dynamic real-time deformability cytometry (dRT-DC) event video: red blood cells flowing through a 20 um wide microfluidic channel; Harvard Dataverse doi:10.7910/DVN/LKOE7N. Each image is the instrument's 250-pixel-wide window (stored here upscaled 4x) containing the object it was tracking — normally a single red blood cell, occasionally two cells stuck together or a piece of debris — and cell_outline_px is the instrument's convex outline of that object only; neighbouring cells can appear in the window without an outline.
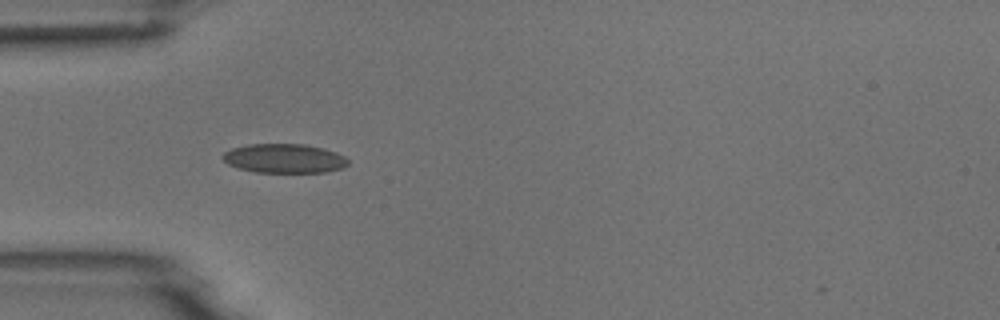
{"species": "common noctule bat (a hibernating species)", "species_latin": "Nyctalus noctula", "temperature_condition": "room temperature", "stored_images_in_passage": 6, "camera_frame_rate_fps": 3000, "um_per_image_px": 0.085, "animal": {"sex": "male", "body_mass_g": 18.8}, "frame": {"image": 1, "passage_image": 5, "time_ms": 4.667, "image_size_px": [1000, 320], "cell_outline_px": [[348, 164], [344, 168], [324, 172], [256, 172], [236, 168], [228, 164], [220, 156], [224, 152], [232, 148], [248, 144], [304, 144], [324, 148], [336, 152], [344, 156], [348, 160]], "centroid_in_image_um": [24.15, 13.46], "position_along_channel_um": 60.8, "area_um2": 21.44}}